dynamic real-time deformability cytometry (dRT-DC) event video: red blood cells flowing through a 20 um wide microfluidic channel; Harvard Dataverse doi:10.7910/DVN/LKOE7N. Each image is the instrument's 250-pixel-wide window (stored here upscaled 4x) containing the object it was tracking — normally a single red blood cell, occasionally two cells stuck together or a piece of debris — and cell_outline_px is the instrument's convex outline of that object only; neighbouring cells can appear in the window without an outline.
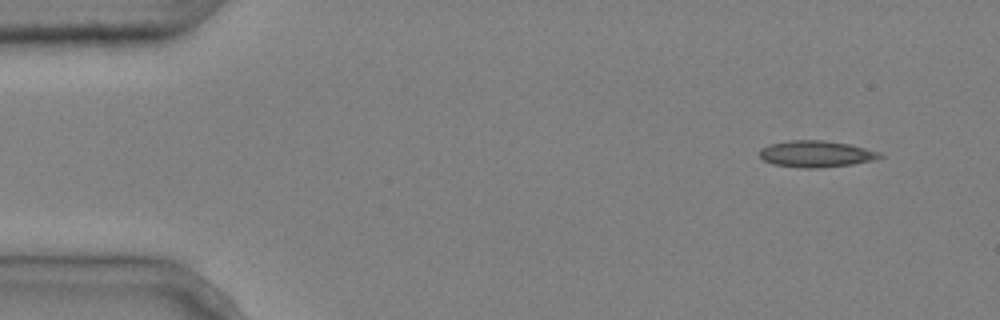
{"species": "common noctule bat (a hibernating species)", "species_latin": "Nyctalus noctula", "temperature_condition": "cold", "stored_images_in_passage": 4, "camera_frame_rate_fps": 3000, "um_per_image_px": 0.085, "animal": {"sex": "male", "body_mass_g": 20.4}, "frame": {"image": 1, "passage_image": 1, "time_ms": 0.0, "image_size_px": [1000, 320], "cell_outline_px": [[884, 156], [876, 160], [852, 164], [820, 168], [800, 168], [772, 164], [764, 160], [760, 156], [760, 148], [768, 144], [788, 140], [824, 140], [848, 144], [880, 152]], "centroid_in_image_um": [69.35, 13.08], "position_along_channel_um": 15.6, "area_um2": 18.73}}